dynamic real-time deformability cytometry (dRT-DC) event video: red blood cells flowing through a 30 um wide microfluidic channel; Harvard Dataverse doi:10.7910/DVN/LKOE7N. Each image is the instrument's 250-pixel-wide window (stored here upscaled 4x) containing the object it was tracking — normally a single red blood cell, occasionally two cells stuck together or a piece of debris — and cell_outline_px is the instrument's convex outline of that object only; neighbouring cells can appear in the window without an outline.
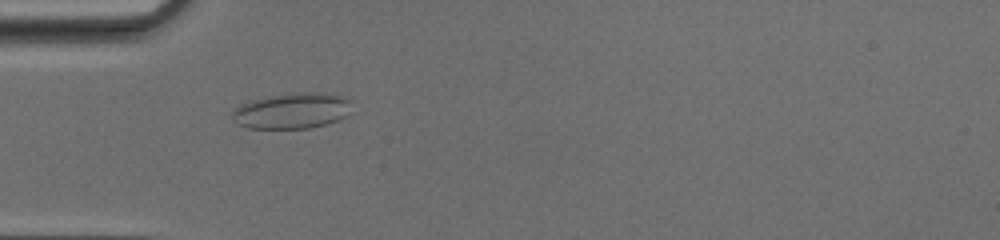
{"species": "common noctule bat (a hibernating species)", "species_latin": "Nyctalus noctula", "temperature_condition": "cold", "stored_images_in_passage": 49, "camera_frame_rate_fps": 3000, "um_per_image_px": 0.085, "animal": {"sex": "female", "body_mass_g": 17.0, "forearm_length_mm": 48.0}, "frame": {"image": 1, "passage_image": 16, "time_ms": 5.0, "image_size_px": [1000, 240], "cell_outline_px": [[352, 100], [344, 116], [336, 120], [324, 124], [308, 128], [248, 128], [236, 124], [232, 120], [232, 112], [240, 104], [248, 100], [268, 96], [304, 92], [328, 92]], "centroid_in_image_um": [24.75, 9.4], "position_along_channel_um": 60.2, "area_um2": 24.8}}
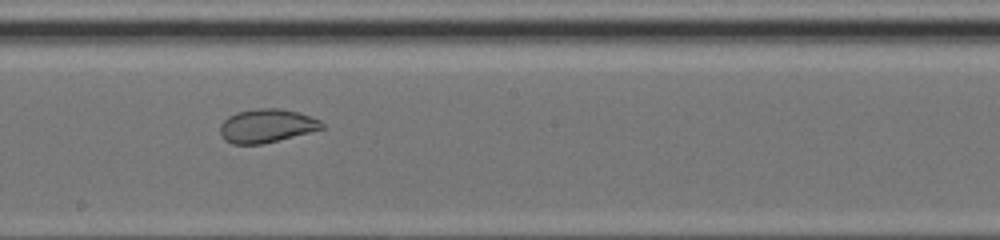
{"frame": {"image": 2, "passage_image": 28, "time_ms": 9.0, "image_size_px": [1000, 240], "cell_outline_px": [[324, 128], [260, 144], [232, 144], [224, 140], [220, 132], [220, 124], [228, 116], [236, 112], [256, 108], [280, 108], [300, 112], [312, 116], [320, 120], [324, 124]], "centroid_in_image_um": [22.65, 10.67], "position_along_channel_um": 225.6, "area_um2": 19.88}}
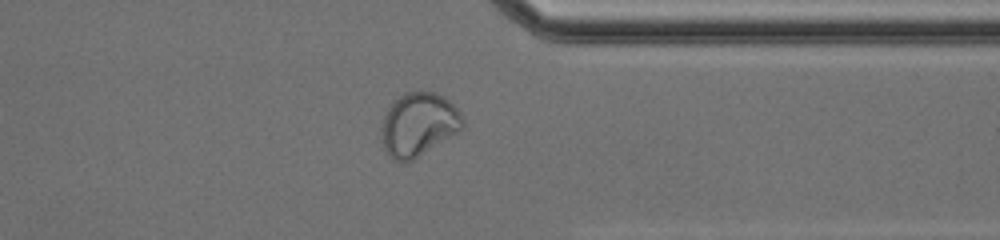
{"frame": {"image": 3, "passage_image": 39, "time_ms": 12.667, "image_size_px": [1000, 240], "cell_outline_px": [[464, 128], [408, 164], [400, 164], [392, 160], [384, 148], [384, 116], [388, 104], [392, 100], [404, 92], [436, 92], [444, 96], [460, 112], [464, 120]], "centroid_in_image_um": [35.59, 10.6], "position_along_channel_um": 375.8, "area_um2": 30.29}}